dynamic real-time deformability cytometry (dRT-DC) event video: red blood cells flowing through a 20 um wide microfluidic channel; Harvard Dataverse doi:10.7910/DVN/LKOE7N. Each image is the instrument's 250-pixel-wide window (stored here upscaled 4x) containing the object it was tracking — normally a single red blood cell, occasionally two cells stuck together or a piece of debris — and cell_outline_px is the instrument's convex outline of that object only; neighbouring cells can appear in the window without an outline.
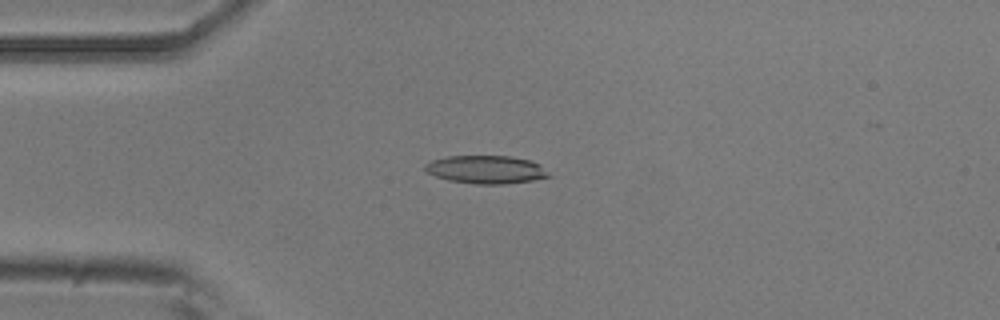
{"species": "common noctule bat (a hibernating species)", "species_latin": "Nyctalus noctula", "temperature_condition": "room temperature", "stored_images_in_passage": 4, "camera_frame_rate_fps": 3000, "um_per_image_px": 0.085, "animal": {"sex": "male", "body_mass_g": 20.5, "forearm_length_mm": 52.5}, "frame": {"image": 1, "passage_image": 4, "time_ms": 1.0, "image_size_px": [1000, 320], "cell_outline_px": [[552, 176], [532, 180], [504, 184], [476, 184], [448, 180], [436, 176], [428, 172], [424, 168], [424, 164], [432, 160], [448, 156], [508, 156], [528, 160], [540, 164]], "centroid_in_image_um": [41.31, 14.41], "position_along_channel_um": 43.7, "area_um2": 20.11}}